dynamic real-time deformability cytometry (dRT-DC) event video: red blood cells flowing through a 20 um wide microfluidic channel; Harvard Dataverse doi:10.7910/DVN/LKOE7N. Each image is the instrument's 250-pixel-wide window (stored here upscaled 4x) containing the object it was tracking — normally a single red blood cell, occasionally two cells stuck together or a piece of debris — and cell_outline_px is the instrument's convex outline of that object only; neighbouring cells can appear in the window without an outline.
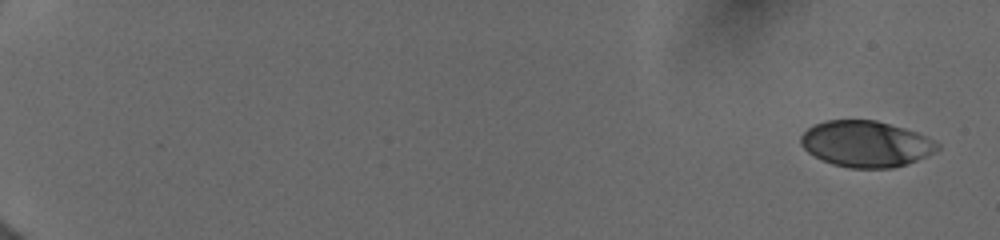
{"species": "human", "species_latin": "Homo sapiens", "temperature_condition": "cold", "stored_images_in_passage": 28, "camera_frame_rate_fps": 3000, "um_per_image_px": 0.085, "donor": {"sex": "female"}, "frame": {"image": 1, "passage_image": 1, "time_ms": 0.0, "image_size_px": [1000, 240], "cell_outline_px": [[940, 148], [936, 152], [916, 160], [892, 168], [852, 168], [832, 164], [808, 152], [800, 144], [800, 136], [808, 128], [816, 124], [828, 120], [876, 120], [916, 132], [936, 140], [940, 144]], "centroid_in_image_um": [73.62, 12.23], "position_along_channel_um": 11.4, "area_um2": 36.53}}
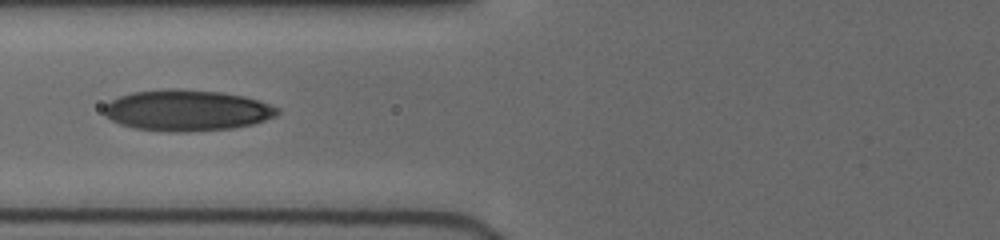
{"frame": {"image": 2, "passage_image": 20, "time_ms": 7.667, "image_size_px": [1000, 240], "cell_outline_px": [[280, 112], [276, 116], [252, 124], [232, 128], [188, 132], [168, 132], [132, 128], [120, 124], [104, 116], [104, 104], [120, 96], [132, 92], [172, 88], [180, 88], [220, 92], [244, 96], [260, 100], [280, 108]], "centroid_in_image_um": [15.88, 9.38], "position_along_channel_um": 109.9, "area_um2": 41.85}}
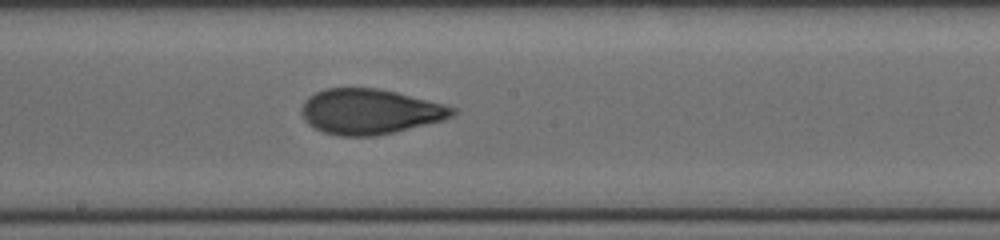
{"frame": {"image": 3, "passage_image": 28, "time_ms": 10.333, "image_size_px": [1000, 240], "cell_outline_px": [[456, 112], [452, 116], [440, 120], [392, 132], [372, 136], [340, 136], [324, 132], [308, 124], [304, 120], [300, 112], [300, 108], [304, 100], [308, 96], [316, 92], [328, 88], [376, 88], [396, 92], [444, 104], [456, 108]], "centroid_in_image_um": [31.37, 9.47], "position_along_channel_um": 216.8, "area_um2": 39.42}}